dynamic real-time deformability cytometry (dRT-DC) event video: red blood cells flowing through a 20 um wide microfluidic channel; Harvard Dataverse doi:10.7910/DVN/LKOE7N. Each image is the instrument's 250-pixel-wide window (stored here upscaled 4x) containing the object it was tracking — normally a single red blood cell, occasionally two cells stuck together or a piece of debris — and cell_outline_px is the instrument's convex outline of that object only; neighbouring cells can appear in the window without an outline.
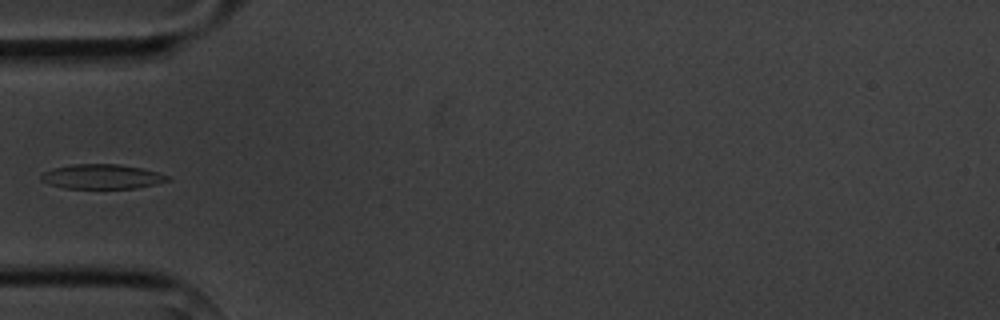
{"species": "common noctule bat (a hibernating species)", "species_latin": "Nyctalus noctula", "temperature_condition": "cold", "stored_images_in_passage": 5, "camera_frame_rate_fps": 3000, "um_per_image_px": 0.085, "animal": {"sex": "male", "body_mass_g": 20.1, "forearm_length_mm": 53.5}, "frame": {"image": 1, "passage_image": 5, "time_ms": 5.0, "image_size_px": [1000, 320], "cell_outline_px": [[172, 180], [156, 184], [136, 188], [64, 188], [40, 180], [40, 176], [44, 172], [52, 168], [72, 164], [120, 164], [140, 168], [172, 176]], "centroid_in_image_um": [8.7, 15.01], "position_along_channel_um": 76.3, "area_um2": 18.15}}